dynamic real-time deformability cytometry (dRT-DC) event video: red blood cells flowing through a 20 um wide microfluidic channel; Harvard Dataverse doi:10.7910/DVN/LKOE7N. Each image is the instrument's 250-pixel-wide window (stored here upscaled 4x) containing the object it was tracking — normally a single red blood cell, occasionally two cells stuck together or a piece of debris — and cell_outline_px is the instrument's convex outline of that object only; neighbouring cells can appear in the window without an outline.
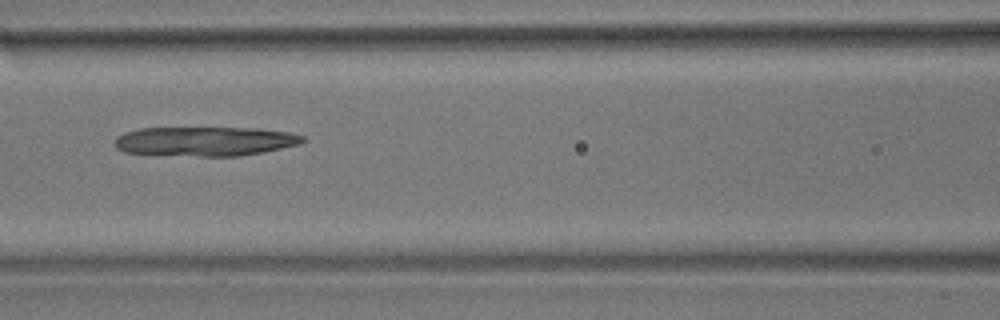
{"species": "common noctule bat (a hibernating species)", "species_latin": "Nyctalus noctula", "temperature_condition": "room temperature", "stored_images_in_passage": 49, "camera_frame_rate_fps": 3000, "um_per_image_px": 0.085, "animal": {"sex": "male", "body_mass_g": 17.9}, "frame": {"image": 1, "passage_image": 21, "time_ms": 6.667, "image_size_px": [1000, 320], "cell_outline_px": [[304, 140], [300, 144], [240, 156], [156, 156], [124, 152], [116, 148], [112, 144], [112, 140], [116, 136], [124, 132], [140, 128], [260, 128], [292, 132], [304, 136]], "centroid_in_image_um": [17.32, 12.02], "position_along_channel_um": 149.3, "area_um2": 32.89}}
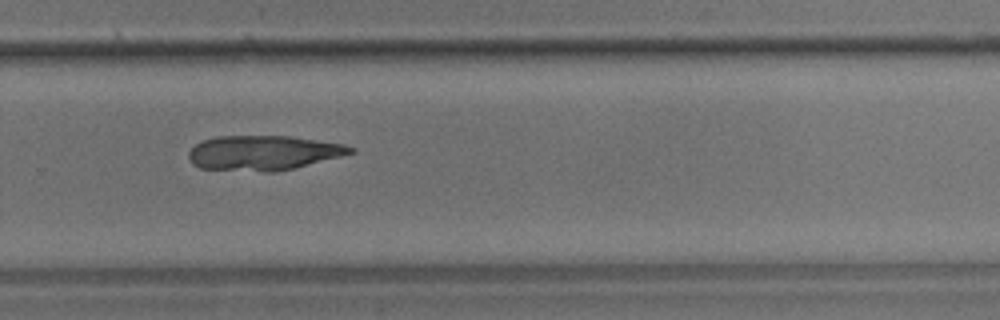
{"frame": {"image": 2, "passage_image": 34, "time_ms": 11.0, "image_size_px": [1000, 320], "cell_outline_px": [[356, 152], [276, 172], [264, 172], [200, 168], [192, 164], [188, 156], [188, 152], [196, 144], [204, 140], [216, 136], [288, 136], [344, 144], [356, 148]], "centroid_in_image_um": [22.36, 12.99], "position_along_channel_um": 307.4, "area_um2": 32.6}}
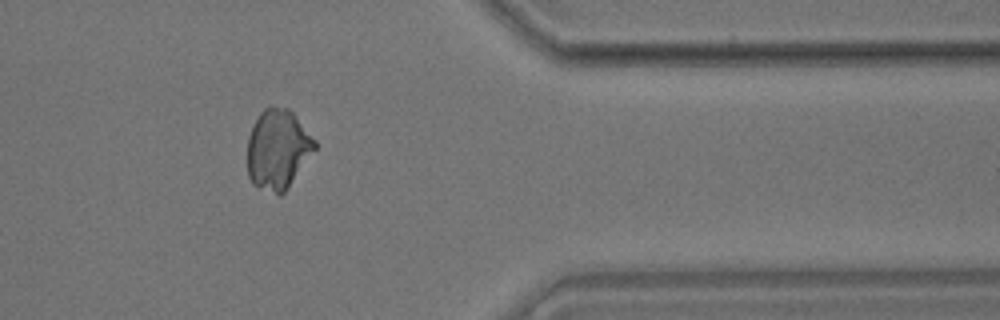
{"frame": {"image": 3, "passage_image": 42, "time_ms": 13.667, "image_size_px": [1000, 320], "cell_outline_px": [[316, 148], [288, 188], [280, 196], [252, 184], [248, 176], [248, 136], [260, 112], [264, 108], [288, 108], [292, 112], [316, 140]], "centroid_in_image_um": [23.61, 12.72], "position_along_channel_um": 387.8, "area_um2": 31.04}}